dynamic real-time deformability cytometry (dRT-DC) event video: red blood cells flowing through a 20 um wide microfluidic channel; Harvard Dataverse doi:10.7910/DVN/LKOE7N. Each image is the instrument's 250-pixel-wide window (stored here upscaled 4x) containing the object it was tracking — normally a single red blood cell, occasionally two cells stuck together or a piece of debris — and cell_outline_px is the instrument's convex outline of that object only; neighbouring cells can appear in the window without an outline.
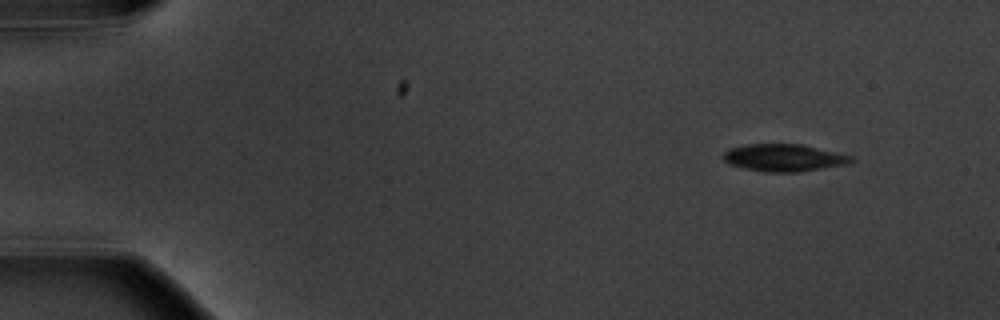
{"species": "common noctule bat (a hibernating species)", "species_latin": "Nyctalus noctula", "temperature_condition": "warm", "stored_images_in_passage": 6, "camera_frame_rate_fps": 3000, "um_per_image_px": 0.085, "animal": {"sex": "male", "body_mass_g": 20.1, "forearm_length_mm": 53.5}, "frame": {"image": 1, "passage_image": 1, "time_ms": 0.0, "image_size_px": [1000, 320], "cell_outline_px": [[856, 160], [848, 164], [800, 172], [764, 172], [744, 168], [728, 164], [724, 160], [724, 152], [728, 148], [748, 144], [800, 144], [852, 156]], "centroid_in_image_um": [66.62, 13.41], "position_along_channel_um": 18.4, "area_um2": 20.35}}
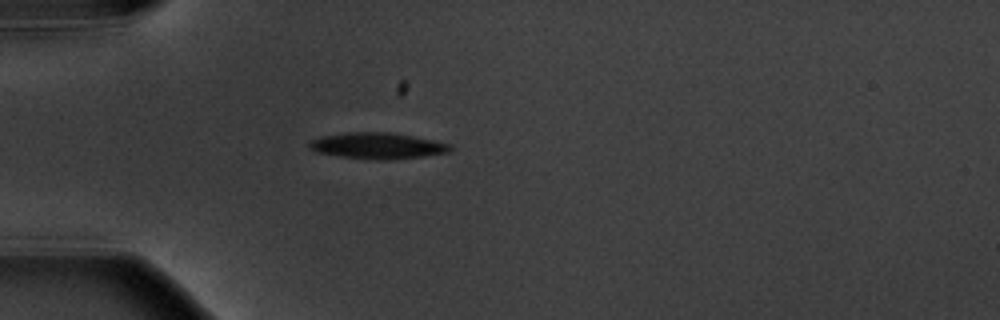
{"frame": {"image": 2, "passage_image": 4, "time_ms": 3.667, "image_size_px": [1000, 320], "cell_outline_px": [[452, 148], [448, 152], [424, 156], [388, 160], [376, 160], [340, 156], [316, 152], [308, 148], [308, 140], [324, 136], [348, 132], [392, 132], [452, 144]], "centroid_in_image_um": [32.06, 12.39], "position_along_channel_um": 52.9, "area_um2": 21.5}}